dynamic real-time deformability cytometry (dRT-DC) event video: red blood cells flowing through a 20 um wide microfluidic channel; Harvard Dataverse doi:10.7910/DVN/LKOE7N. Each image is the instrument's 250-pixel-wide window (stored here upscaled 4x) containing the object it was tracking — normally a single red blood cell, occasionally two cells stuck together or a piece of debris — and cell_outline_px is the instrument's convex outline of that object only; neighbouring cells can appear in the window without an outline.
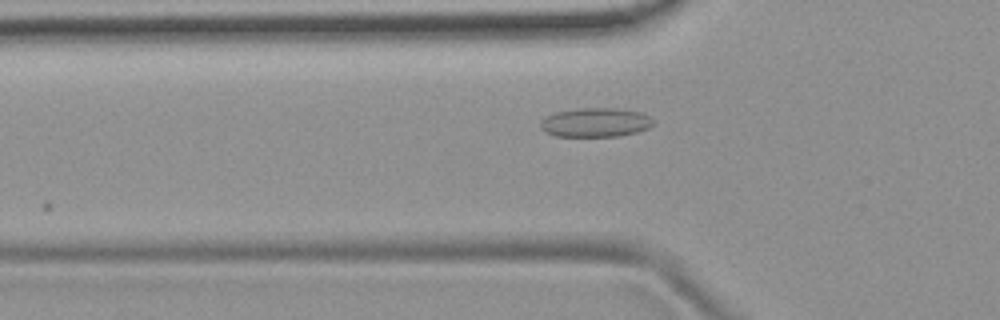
{"species": "common noctule bat (a hibernating species)", "species_latin": "Nyctalus noctula", "temperature_condition": "room temperature", "stored_images_in_passage": 5, "camera_frame_rate_fps": 3000, "um_per_image_px": 0.085, "animal": {"sex": "female", "body_mass_g": 19.9}, "frame": {"image": 1, "passage_image": 5, "time_ms": 1.333, "image_size_px": [1000, 320], "cell_outline_px": [[656, 120], [648, 128], [636, 132], [620, 136], [556, 136], [544, 132], [540, 128], [540, 120], [544, 116], [556, 112], [580, 108], [616, 108], [640, 112]], "centroid_in_image_um": [50.58, 10.4], "position_along_channel_um": 75.2, "area_um2": 19.25}}